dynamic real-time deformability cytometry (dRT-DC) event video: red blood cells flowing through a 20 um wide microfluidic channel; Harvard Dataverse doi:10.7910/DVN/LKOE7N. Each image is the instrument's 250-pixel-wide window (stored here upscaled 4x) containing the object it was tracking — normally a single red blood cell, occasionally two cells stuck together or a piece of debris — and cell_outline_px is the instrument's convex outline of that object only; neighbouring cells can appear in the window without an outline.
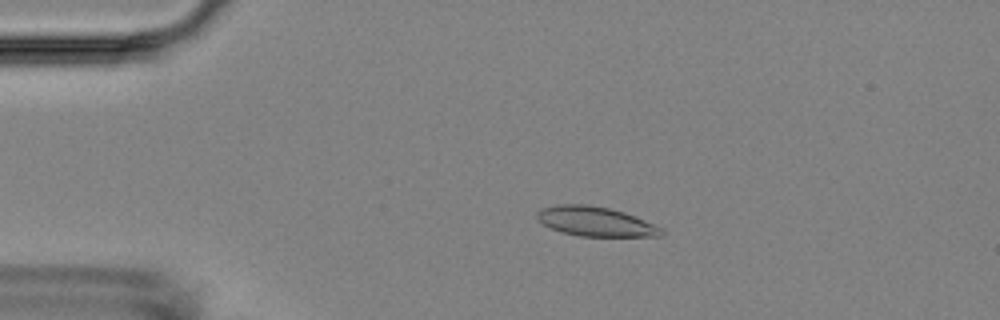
{"species": "Egyptian fruit bat (a non-hibernating species)", "species_latin": "Rousettus aegyptiacus", "temperature_condition": "room temperature", "stored_images_in_passage": 9, "camera_frame_rate_fps": 3000, "um_per_image_px": 0.085, "animal": {"sex": "female"}, "frame": {"image": 1, "passage_image": 4, "time_ms": 3.333, "image_size_px": [1000, 320], "cell_outline_px": [[664, 232], [660, 236], [580, 236], [560, 232], [536, 220], [536, 212], [540, 208], [560, 204], [588, 204], [608, 208], [624, 212], [664, 228]], "centroid_in_image_um": [50.59, 18.82], "position_along_channel_um": 34.4, "area_um2": 21.44}}
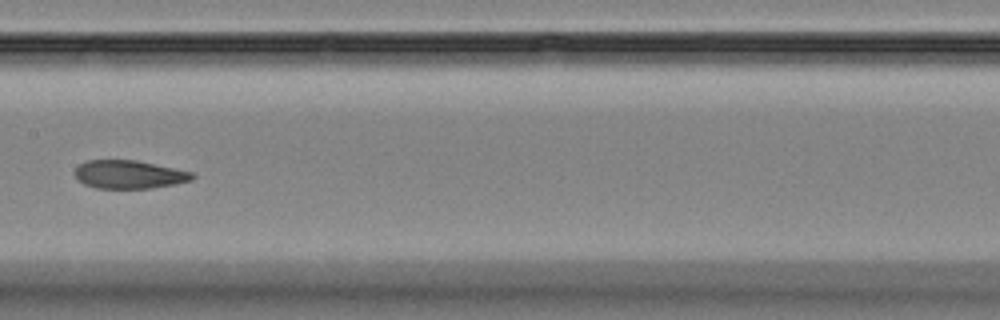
{"frame": {"image": 2, "passage_image": 8, "time_ms": 9.0, "image_size_px": [1000, 320], "cell_outline_px": [[196, 176], [192, 180], [176, 184], [152, 188], [96, 188], [84, 184], [76, 180], [76, 168], [80, 164], [88, 160], [136, 160], [192, 172]], "centroid_in_image_um": [10.98, 14.83], "position_along_channel_um": 196.4, "area_um2": 19.31}}
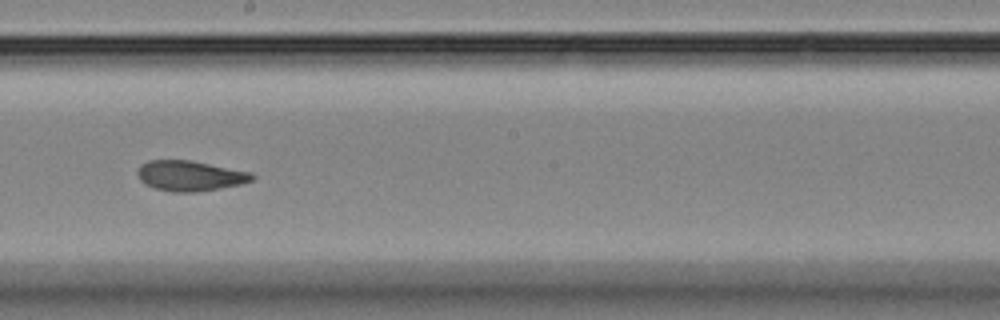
{"frame": {"image": 3, "passage_image": 9, "time_ms": 10.0, "image_size_px": [1000, 320], "cell_outline_px": [[256, 176], [252, 180], [240, 184], [220, 188], [196, 192], [172, 192], [152, 188], [144, 184], [140, 180], [136, 172], [140, 164], [148, 160], [188, 160], [252, 172]], "centroid_in_image_um": [16.1, 14.95], "position_along_channel_um": 232.1, "area_um2": 20.35}}